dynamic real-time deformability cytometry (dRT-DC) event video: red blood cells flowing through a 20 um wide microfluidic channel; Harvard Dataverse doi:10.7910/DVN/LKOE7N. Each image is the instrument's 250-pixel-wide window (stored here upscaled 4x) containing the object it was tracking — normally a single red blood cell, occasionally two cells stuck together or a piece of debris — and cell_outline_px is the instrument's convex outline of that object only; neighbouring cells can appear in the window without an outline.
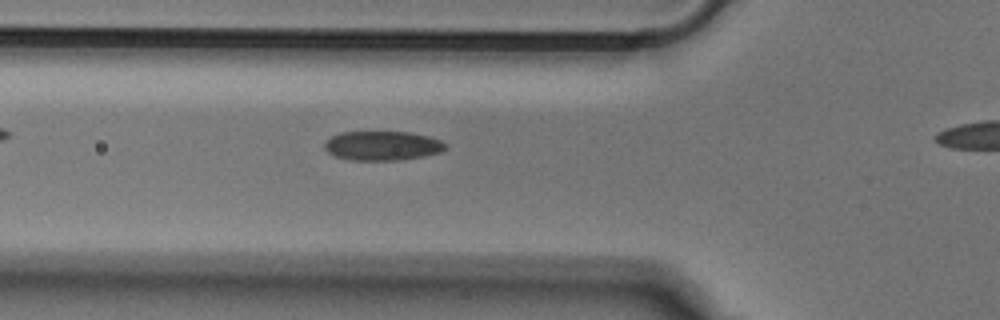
{"species": "Egyptian fruit bat (a non-hibernating species)", "species_latin": "Rousettus aegyptiacus", "temperature_condition": "cold", "stored_images_in_passage": 31, "camera_frame_rate_fps": 3000, "um_per_image_px": 0.085, "animal": {"sex": "male"}, "frame": {"image": 1, "passage_image": 4, "time_ms": 1.0, "image_size_px": [1000, 320], "cell_outline_px": [[448, 148], [440, 152], [424, 156], [400, 160], [352, 160], [336, 156], [328, 152], [324, 148], [324, 144], [332, 136], [340, 132], [408, 132], [428, 136], [440, 140], [448, 144]], "centroid_in_image_um": [32.54, 12.39], "position_along_channel_um": 93.3, "area_um2": 20.63}}
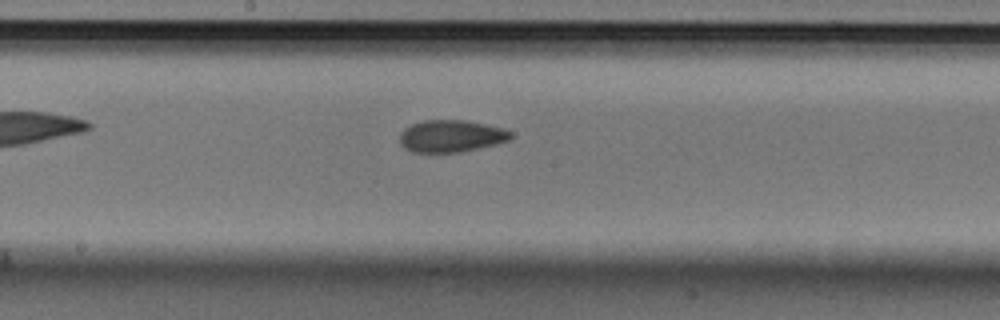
{"frame": {"image": 2, "passage_image": 13, "time_ms": 4.0, "image_size_px": [1000, 320], "cell_outline_px": [[512, 136], [508, 140], [496, 144], [460, 152], [412, 152], [404, 148], [400, 144], [400, 132], [404, 128], [412, 124], [424, 120], [464, 120], [504, 128], [512, 132]], "centroid_in_image_um": [38.32, 11.56], "position_along_channel_um": 209.9, "area_um2": 20.75}}
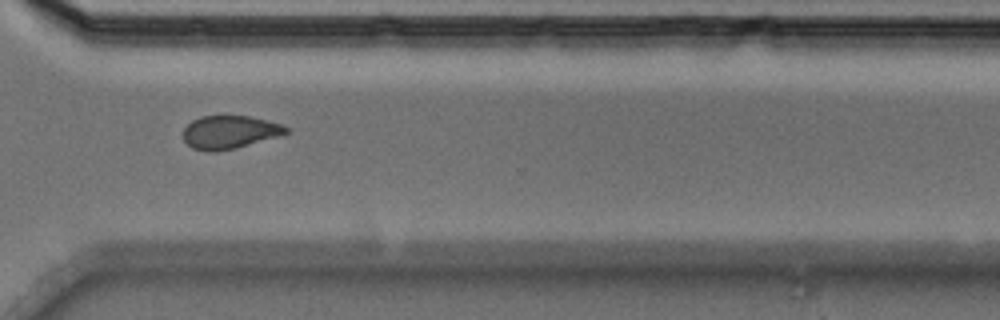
{"frame": {"image": 3, "passage_image": 24, "time_ms": 7.667, "image_size_px": [1000, 320], "cell_outline_px": [[288, 132], [276, 136], [236, 148], [216, 152], [208, 152], [192, 148], [184, 140], [184, 128], [192, 120], [200, 116], [248, 116], [280, 124], [288, 128]], "centroid_in_image_um": [19.45, 11.24], "position_along_channel_um": 351.1, "area_um2": 19.54}}